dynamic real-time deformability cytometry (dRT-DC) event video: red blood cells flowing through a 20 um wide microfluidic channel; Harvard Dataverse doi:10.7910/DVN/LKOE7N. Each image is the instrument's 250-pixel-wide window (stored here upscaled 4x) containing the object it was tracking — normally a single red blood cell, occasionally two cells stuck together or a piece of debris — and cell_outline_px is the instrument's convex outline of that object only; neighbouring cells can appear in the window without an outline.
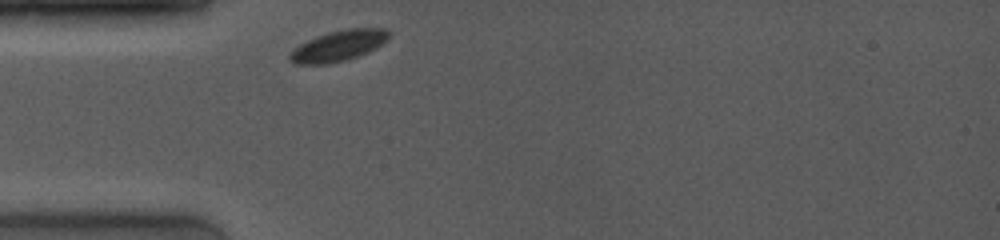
{"species": "common noctule bat (a hibernating species)", "species_latin": "Nyctalus noctula", "temperature_condition": "room temperature", "stored_images_in_passage": 15, "camera_frame_rate_fps": 4000, "um_per_image_px": 0.085, "animal": {"sex": "female", "body_mass_g": 19.0, "forearm_length_mm": 53.3}, "frame": {"image": 1, "passage_image": 1, "time_ms": 0.0, "image_size_px": [1000, 240], "cell_outline_px": [[388, 36], [376, 48], [356, 56], [344, 60], [324, 64], [296, 64], [288, 60], [288, 56], [300, 44], [316, 36], [328, 32], [348, 28], [388, 28]], "centroid_in_image_um": [28.74, 3.88], "position_along_channel_um": 56.3, "area_um2": 17.34}}